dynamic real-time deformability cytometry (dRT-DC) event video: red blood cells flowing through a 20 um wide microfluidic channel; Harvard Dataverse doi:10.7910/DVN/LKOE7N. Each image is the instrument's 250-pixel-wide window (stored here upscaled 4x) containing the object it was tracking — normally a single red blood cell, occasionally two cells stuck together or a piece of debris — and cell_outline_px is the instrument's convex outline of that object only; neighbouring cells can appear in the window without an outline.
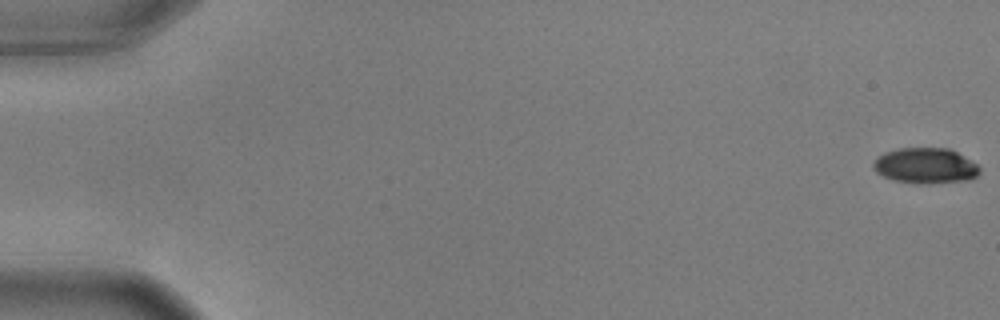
{"species": "common noctule bat (a hibernating species)", "species_latin": "Nyctalus noctula", "temperature_condition": "warm", "stored_images_in_passage": 57, "camera_frame_rate_fps": 3000, "um_per_image_px": 0.085, "animal": {"sex": "male", "body_mass_g": 17.9, "forearm_length_mm": 54.2}, "frame": {"image": 1, "passage_image": 1, "time_ms": 0.0, "image_size_px": [1000, 320], "cell_outline_px": [[980, 172], [972, 180], [928, 184], [916, 184], [892, 180], [876, 172], [872, 164], [884, 152], [900, 148], [952, 148], [976, 164], [980, 168]], "centroid_in_image_um": [78.69, 14.1], "position_along_channel_um": 6.3, "area_um2": 22.25}}
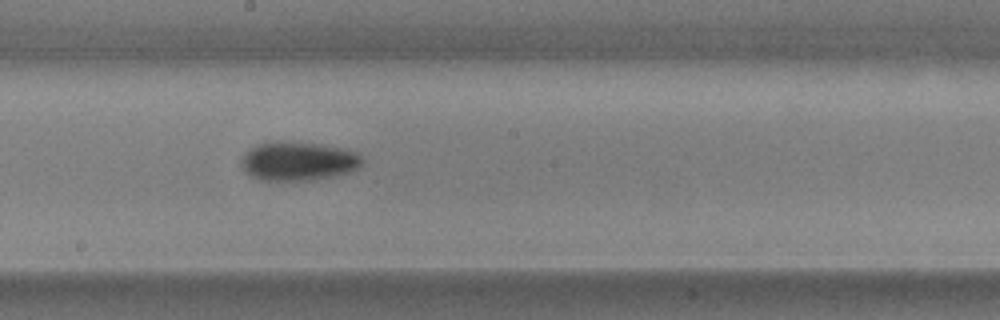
{"frame": {"image": 2, "passage_image": 32, "time_ms": 10.333, "image_size_px": [1000, 320], "cell_outline_px": [[364, 160], [360, 168], [336, 176], [316, 180], [260, 180], [244, 172], [240, 164], [240, 156], [244, 152], [256, 144], [276, 140], [280, 140], [320, 144], [344, 148], [356, 152]], "centroid_in_image_um": [25.32, 13.69], "position_along_channel_um": 222.9, "area_um2": 28.09}}
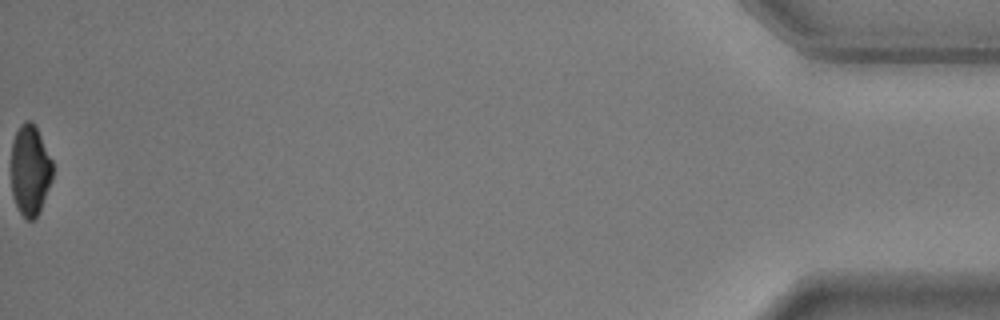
{"frame": {"image": 3, "passage_image": 57, "time_ms": 18.667, "image_size_px": [1000, 320], "cell_outline_px": [[52, 180], [40, 208], [36, 216], [32, 220], [28, 220], [16, 208], [12, 196], [12, 140], [20, 124], [24, 120], [32, 120], [52, 160]], "centroid_in_image_um": [2.54, 14.45], "position_along_channel_um": 432.7, "area_um2": 21.68}, "authors_computed_cell_mechanics": {"area_um2": 24.6228, "velocity_mm_per_s": 3.649, "shape_relaxation_time_tau1_ms": 3.3635, "shape_relaxation_time_tau2_ms": null, "deformation_change_tau1": 0.1519, "deformation_change_tau2": null}}